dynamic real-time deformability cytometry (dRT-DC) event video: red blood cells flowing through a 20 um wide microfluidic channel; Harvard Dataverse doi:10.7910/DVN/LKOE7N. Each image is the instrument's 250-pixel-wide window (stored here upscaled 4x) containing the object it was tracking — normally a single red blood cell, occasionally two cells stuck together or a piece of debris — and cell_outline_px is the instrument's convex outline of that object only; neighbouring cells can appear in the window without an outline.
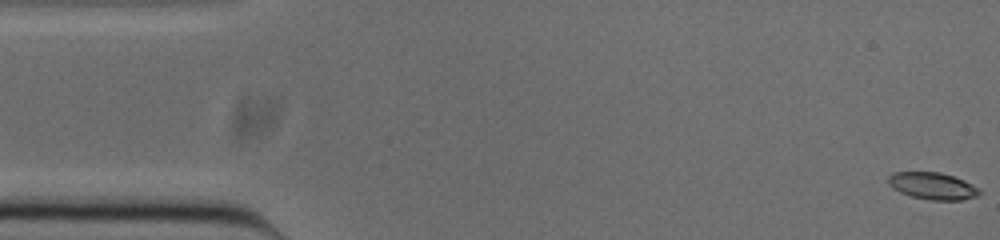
{"species": "common noctule bat (a hibernating species)", "species_latin": "Nyctalus noctula", "temperature_condition": "cold", "stored_images_in_passage": 53, "camera_frame_rate_fps": 3000, "um_per_image_px": 0.085, "animal": {"sex": "male", "body_mass_g": 20.0, "forearm_length_mm": 53.3}, "frame": {"image": 1, "passage_image": 1, "time_ms": 0.0, "image_size_px": [1000, 240], "cell_outline_px": [[980, 192], [976, 196], [960, 200], [932, 200], [912, 196], [900, 192], [892, 188], [888, 184], [888, 176], [892, 172], [940, 172], [964, 180], [980, 188]], "centroid_in_image_um": [79.25, 15.79], "position_along_channel_um": 5.7, "area_um2": 14.28}}
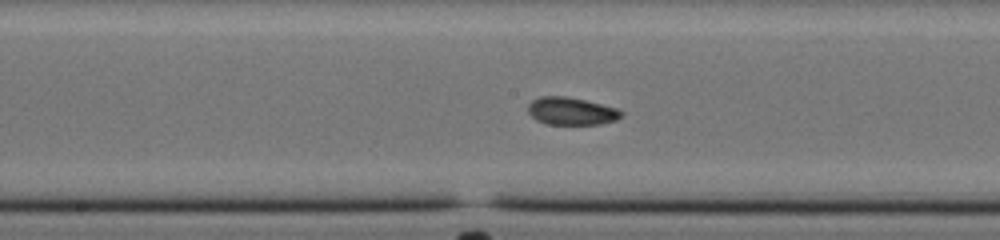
{"frame": {"image": 2, "passage_image": 26, "time_ms": 8.333, "image_size_px": [1000, 240], "cell_outline_px": [[624, 116], [616, 120], [600, 124], [544, 124], [536, 120], [528, 112], [528, 104], [532, 100], [540, 96], [564, 96], [584, 100], [616, 108], [624, 112]], "centroid_in_image_um": [48.56, 9.45], "position_along_channel_um": 199.6, "area_um2": 15.03}}
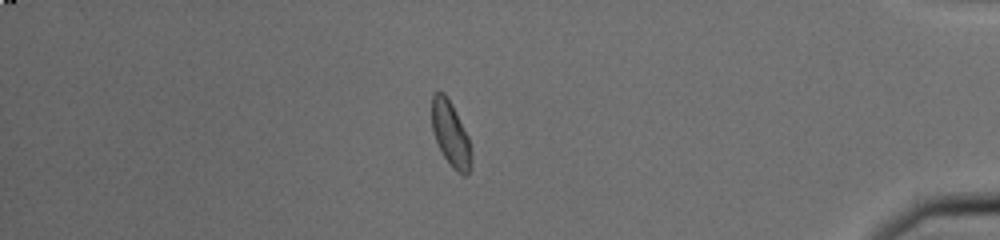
{"frame": {"image": 3, "passage_image": 45, "time_ms": 14.667, "image_size_px": [1000, 240], "cell_outline_px": [[472, 164], [468, 176], [464, 176], [456, 172], [452, 168], [444, 156], [432, 132], [432, 96], [436, 92], [444, 92], [452, 104], [468, 136], [472, 152]], "centroid_in_image_um": [38.33, 11.44], "position_along_channel_um": 396.9, "area_um2": 15.09}}